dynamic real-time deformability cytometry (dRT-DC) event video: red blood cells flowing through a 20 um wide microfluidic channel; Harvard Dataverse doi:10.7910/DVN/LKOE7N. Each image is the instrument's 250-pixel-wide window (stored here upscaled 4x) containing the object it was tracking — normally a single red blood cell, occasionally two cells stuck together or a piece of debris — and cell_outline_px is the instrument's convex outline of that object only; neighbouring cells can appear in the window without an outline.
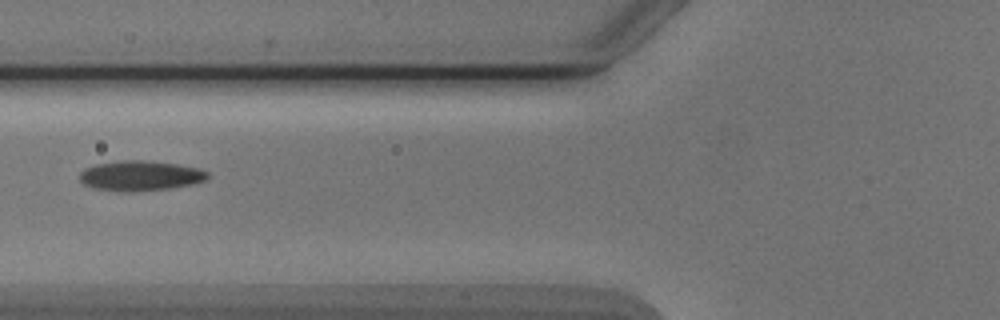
{"species": "Egyptian fruit bat (a non-hibernating species)", "species_latin": "Rousettus aegyptiacus", "temperature_condition": "cold", "stored_images_in_passage": 2, "camera_frame_rate_fps": 3000, "um_per_image_px": 0.085, "animal": {"sex": "male"}, "frame": {"image": 1, "passage_image": 2, "time_ms": 1.0, "image_size_px": [1000, 320], "cell_outline_px": [[208, 176], [204, 180], [192, 184], [172, 188], [92, 188], [84, 184], [80, 180], [80, 172], [84, 168], [96, 164], [124, 160], [144, 160], [176, 164], [200, 168], [208, 172]], "centroid_in_image_um": [11.96, 14.87], "position_along_channel_um": 113.8, "area_um2": 21.21}}